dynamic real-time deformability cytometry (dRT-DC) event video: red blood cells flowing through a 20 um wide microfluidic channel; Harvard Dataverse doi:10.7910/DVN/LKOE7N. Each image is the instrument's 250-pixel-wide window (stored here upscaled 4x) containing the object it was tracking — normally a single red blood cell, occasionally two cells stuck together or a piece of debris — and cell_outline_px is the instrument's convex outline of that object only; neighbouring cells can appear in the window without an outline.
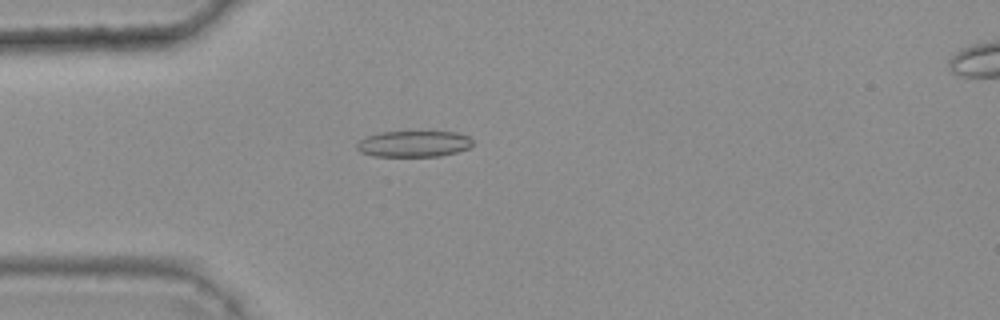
{"species": "common noctule bat (a hibernating species)", "species_latin": "Nyctalus noctula", "temperature_condition": "warm", "stored_images_in_passage": 37, "camera_frame_rate_fps": 3000, "um_per_image_px": 0.085, "animal": {"sex": "female", "body_mass_g": 25.1}, "frame": {"image": 1, "passage_image": 4, "time_ms": 1.0, "image_size_px": [1000, 320], "cell_outline_px": [[472, 144], [468, 148], [456, 152], [440, 156], [372, 156], [360, 152], [356, 148], [356, 144], [360, 140], [368, 136], [380, 132], [456, 132], [468, 136], [472, 140]], "centroid_in_image_um": [35.15, 12.23], "position_along_channel_um": 49.9, "area_um2": 17.57}}
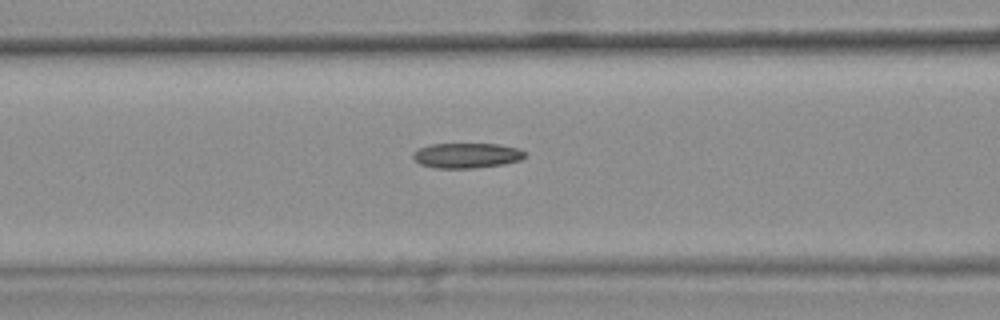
{"frame": {"image": 2, "passage_image": 11, "time_ms": 3.333, "image_size_px": [1000, 320], "cell_outline_px": [[524, 156], [520, 160], [504, 164], [476, 168], [436, 168], [420, 164], [412, 160], [412, 152], [428, 144], [500, 144], [520, 148], [524, 152]], "centroid_in_image_um": [39.63, 13.21], "position_along_channel_um": 127.0, "area_um2": 16.53}}
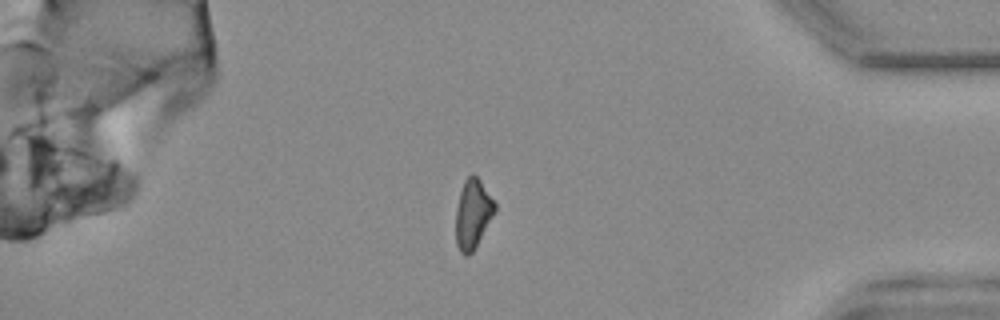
{"frame": {"image": 3, "passage_image": 35, "time_ms": 11.333, "image_size_px": [1000, 320], "cell_outline_px": [[496, 212], [472, 252], [468, 256], [464, 256], [460, 252], [456, 244], [456, 208], [460, 192], [464, 180], [472, 172], [480, 180], [496, 204]], "centroid_in_image_um": [40.19, 18.18], "position_along_channel_um": 395.0, "area_um2": 15.78}, "authors_computed_cell_mechanics": {"area_um2": 16.473, "velocity_mm_per_s": 3.7328, "shape_relaxation_time_tau1_ms": null, "shape_relaxation_time_tau2_ms": 6.1947, "deformation_change_tau1": null, "deformation_change_tau2": 0.142}}